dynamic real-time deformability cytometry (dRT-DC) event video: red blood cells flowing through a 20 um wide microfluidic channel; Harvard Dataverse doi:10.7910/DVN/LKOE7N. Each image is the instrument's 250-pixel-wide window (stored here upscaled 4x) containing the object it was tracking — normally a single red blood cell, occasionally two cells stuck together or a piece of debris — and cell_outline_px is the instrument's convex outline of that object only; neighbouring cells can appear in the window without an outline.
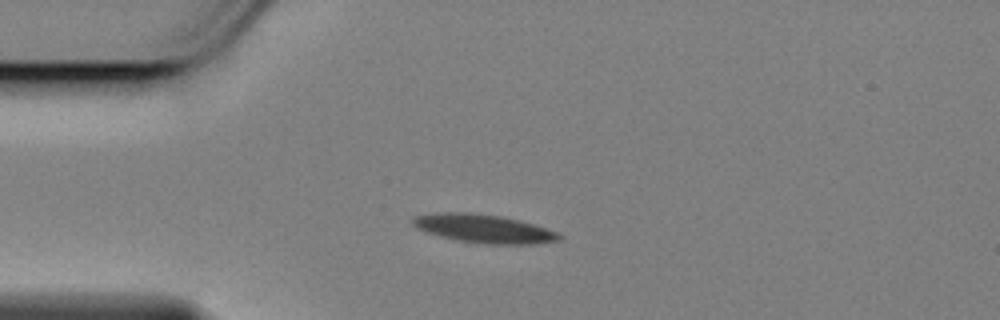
{"species": "Egyptian fruit bat (a non-hibernating species)", "species_latin": "Rousettus aegyptiacus", "temperature_condition": "cold", "stored_images_in_passage": 45, "camera_frame_rate_fps": 3000, "um_per_image_px": 0.085, "animal": {"sex": "female"}, "frame": {"image": 1, "passage_image": 1, "time_ms": 0.0, "image_size_px": [1000, 320], "cell_outline_px": [[564, 236], [560, 240], [536, 244], [484, 244], [456, 240], [424, 232], [416, 228], [412, 224], [412, 216], [436, 212], [472, 212], [500, 216], [520, 220], [556, 232]], "centroid_in_image_um": [41.07, 19.43], "position_along_channel_um": 43.9, "area_um2": 24.51}}
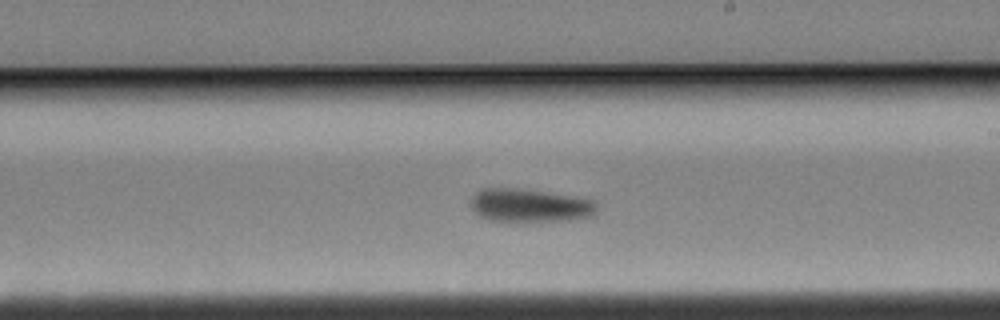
{"frame": {"image": 2, "passage_image": 20, "time_ms": 6.333, "image_size_px": [1000, 320], "cell_outline_px": [[600, 212], [596, 216], [572, 220], [488, 220], [480, 216], [472, 208], [472, 196], [476, 192], [484, 188], [516, 188], [572, 196], [596, 200], [600, 208]], "centroid_in_image_um": [45.15, 17.46], "position_along_channel_um": 243.9, "area_um2": 24.39}}
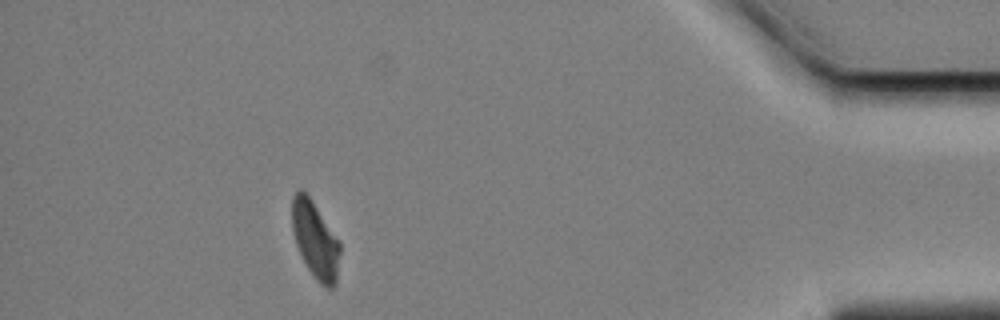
{"frame": {"image": 3, "passage_image": 39, "time_ms": 12.667, "image_size_px": [1000, 320], "cell_outline_px": [[340, 252], [336, 284], [332, 288], [328, 288], [320, 284], [316, 280], [308, 268], [296, 244], [292, 232], [292, 196], [300, 188], [312, 200], [340, 244]], "centroid_in_image_um": [26.78, 20.41], "position_along_channel_um": 408.4, "area_um2": 21.1}, "authors_computed_cell_mechanics": {"area_um2": 23.987, "velocity_mm_per_s": 3.4454, "shape_relaxation_time_tau1_ms": 3.2479, "shape_relaxation_time_tau2_ms": null, "deformation_change_tau1": 0.1454, "deformation_change_tau2": null}}